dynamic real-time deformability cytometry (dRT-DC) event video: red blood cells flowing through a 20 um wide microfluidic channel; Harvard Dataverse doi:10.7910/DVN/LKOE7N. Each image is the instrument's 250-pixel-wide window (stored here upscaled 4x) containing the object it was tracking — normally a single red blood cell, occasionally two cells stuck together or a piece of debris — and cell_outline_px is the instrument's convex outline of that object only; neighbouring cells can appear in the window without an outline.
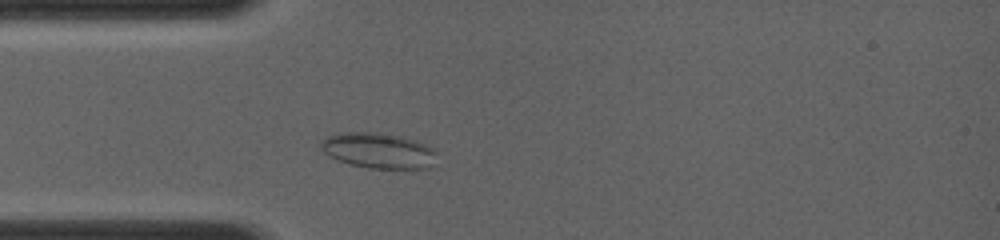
{"species": "common noctule bat (a hibernating species)", "species_latin": "Nyctalus noctula", "temperature_condition": "room temperature", "stored_images_in_passage": 29, "camera_frame_rate_fps": 4000, "um_per_image_px": 0.085, "animal": {"sex": "female", "body_mass_g": 19.0, "forearm_length_mm": 56.7}, "frame": {"image": 1, "passage_image": 3, "time_ms": 1.25, "image_size_px": [1000, 240], "cell_outline_px": [[436, 152], [420, 168], [372, 168], [352, 164], [340, 160], [332, 156], [324, 148], [324, 140], [328, 136], [348, 132], [364, 132], [412, 140], [424, 144], [432, 148]], "centroid_in_image_um": [32.11, 12.8], "position_along_channel_um": 52.9, "area_um2": 21.85}}
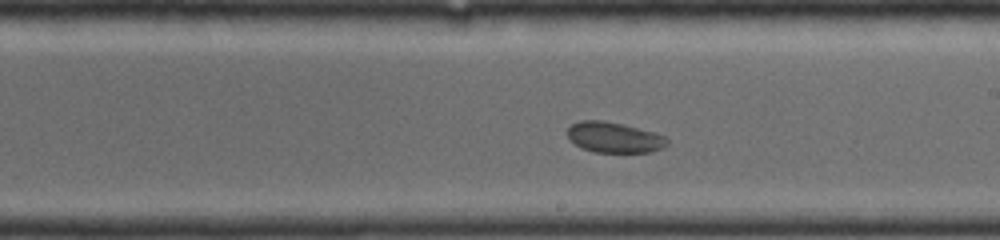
{"frame": {"image": 2, "passage_image": 15, "time_ms": 5.5, "image_size_px": [1000, 240], "cell_outline_px": [[668, 140], [660, 148], [648, 152], [596, 152], [584, 148], [576, 144], [568, 136], [568, 128], [572, 124], [580, 120], [600, 120], [620, 124], [652, 132], [664, 136]], "centroid_in_image_um": [52.16, 11.67], "position_along_channel_um": 236.8, "area_um2": 17.11}}
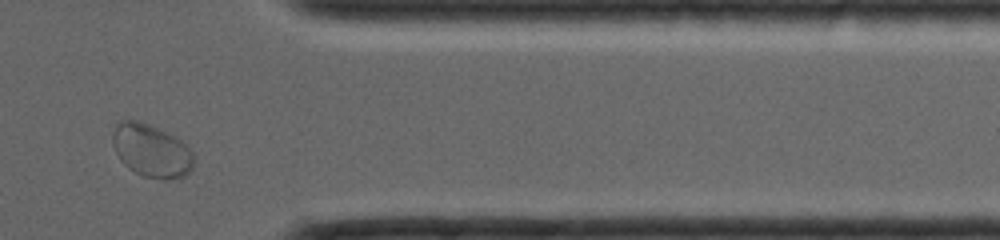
{"frame": {"image": 3, "passage_image": 26, "time_ms": 9.25, "image_size_px": [1000, 240], "cell_outline_px": [[192, 168], [180, 180], [164, 180], [144, 176], [128, 168], [120, 160], [116, 152], [112, 140], [112, 136], [116, 124], [124, 120], [136, 120], [148, 124], [180, 140], [192, 152]], "centroid_in_image_um": [12.85, 12.84], "position_along_channel_um": 398.5, "area_um2": 24.74}}